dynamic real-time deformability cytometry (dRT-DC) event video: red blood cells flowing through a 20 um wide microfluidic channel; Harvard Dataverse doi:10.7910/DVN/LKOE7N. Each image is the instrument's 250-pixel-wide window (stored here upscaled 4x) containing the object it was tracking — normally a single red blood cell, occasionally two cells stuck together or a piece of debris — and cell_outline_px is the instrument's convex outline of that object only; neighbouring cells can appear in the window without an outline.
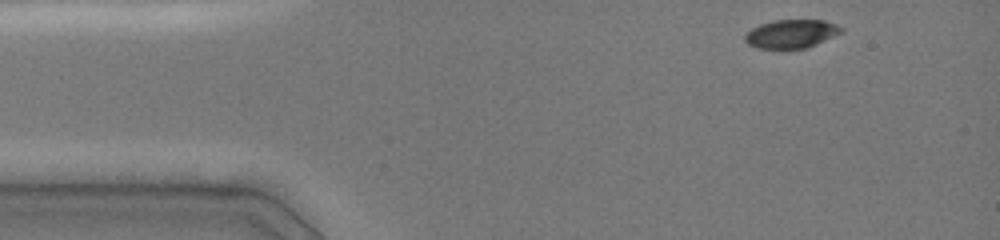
{"species": "common noctule bat (a hibernating species)", "species_latin": "Nyctalus noctula", "temperature_condition": "cold", "stored_images_in_passage": 38, "camera_frame_rate_fps": 3000, "um_per_image_px": 0.085, "animal": {"sex": "female", "body_mass_g": 19.0, "forearm_length_mm": 51.5}, "frame": {"image": 1, "passage_image": 1, "time_ms": 0.0, "image_size_px": [1000, 240], "cell_outline_px": [[844, 32], [808, 48], [756, 48], [748, 44], [744, 40], [744, 36], [752, 28], [760, 24], [772, 20], [824, 20], [836, 24], [844, 28]], "centroid_in_image_um": [67.29, 2.87], "position_along_channel_um": 17.7, "area_um2": 16.13}}
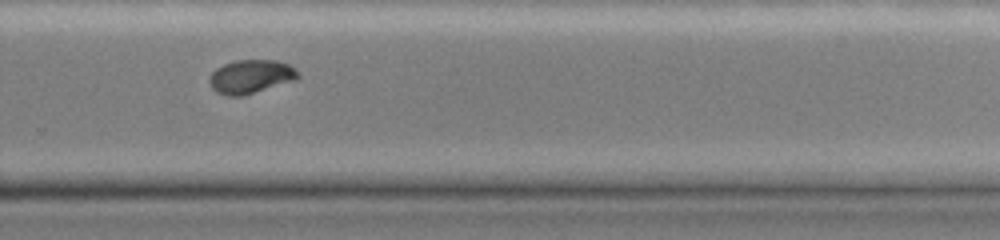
{"frame": {"image": 2, "passage_image": 28, "time_ms": 9.0, "image_size_px": [1000, 240], "cell_outline_px": [[300, 76], [296, 80], [240, 96], [228, 96], [216, 92], [212, 88], [208, 80], [212, 72], [216, 68], [224, 64], [236, 60], [276, 60], [288, 64], [300, 72]], "centroid_in_image_um": [21.32, 6.5], "position_along_channel_um": 308.5, "area_um2": 17.34}}
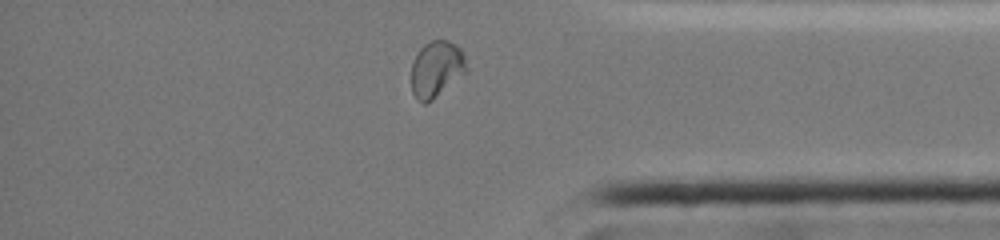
{"frame": {"image": 3, "passage_image": 35, "time_ms": 11.333, "image_size_px": [1000, 240], "cell_outline_px": [[468, 72], [432, 100], [424, 104], [412, 92], [412, 60], [420, 48], [424, 44], [432, 40], [448, 40], [456, 44], [460, 48], [464, 56], [468, 68]], "centroid_in_image_um": [37.12, 5.85], "position_along_channel_um": 398.1, "area_um2": 18.21}, "authors_computed_cell_mechanics": {"area_um2": 17.7157, "velocity_mm_per_s": 4.0715, "shape_relaxation_time_tau1_ms": 4.6711, "shape_relaxation_time_tau2_ms": 1.6504, "deformation_change_tau1": 0.149, "deformation_change_tau2": 0.0321}}